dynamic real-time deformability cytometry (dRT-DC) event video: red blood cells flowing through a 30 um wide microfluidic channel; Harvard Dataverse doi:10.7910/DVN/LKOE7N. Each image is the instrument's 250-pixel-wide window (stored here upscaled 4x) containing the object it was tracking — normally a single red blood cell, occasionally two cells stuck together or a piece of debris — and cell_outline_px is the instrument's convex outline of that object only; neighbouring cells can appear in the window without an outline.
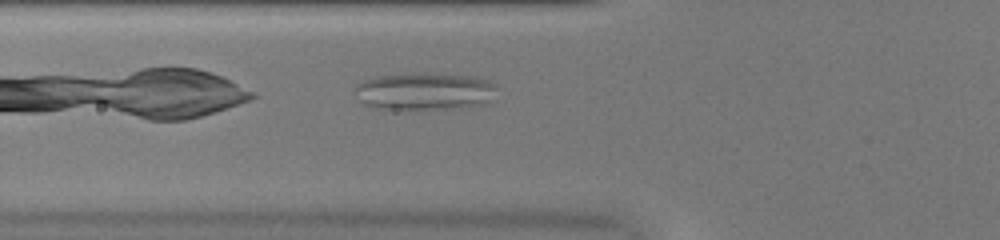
{"species": "common noctule bat (a hibernating species)", "species_latin": "Nyctalus noctula", "temperature_condition": "warm", "stored_images_in_passage": 35, "camera_frame_rate_fps": 3000, "um_per_image_px": 0.085, "animal": {"sex": "female", "body_mass_g": 20.0, "forearm_length_mm": 54.0}, "frame": {"image": 1, "passage_image": 3, "time_ms": 0.667, "image_size_px": [1000, 240], "cell_outline_px": [[496, 88], [488, 100], [484, 104], [460, 108], [372, 108], [364, 104], [360, 100], [356, 88], [356, 84], [360, 80], [380, 76], [416, 72], [432, 72], [476, 76], [488, 80], [496, 84]], "centroid_in_image_um": [36.1, 7.72], "position_along_channel_um": 89.7, "area_um2": 30.98}}
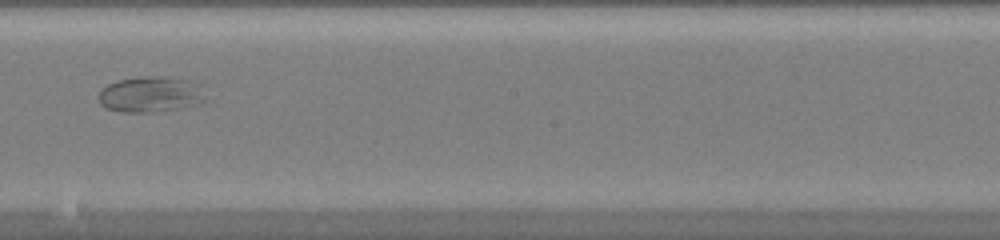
{"frame": {"image": 2, "passage_image": 14, "time_ms": 4.333, "image_size_px": [1000, 240], "cell_outline_px": [[208, 100], [200, 104], [152, 112], [124, 112], [108, 108], [100, 104], [100, 88], [116, 80], [140, 76], [160, 76], [188, 80]], "centroid_in_image_um": [12.73, 8.02], "position_along_channel_um": 235.5, "area_um2": 21.85}}
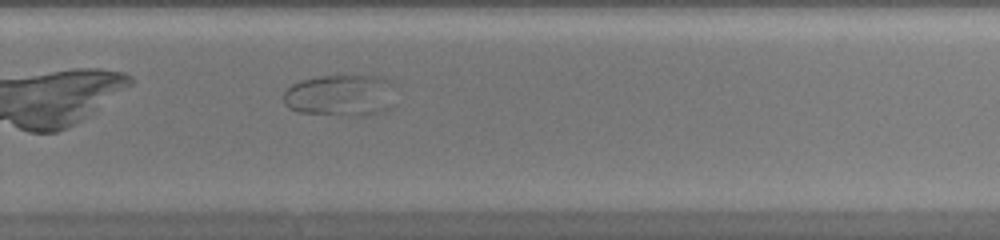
{"frame": {"image": 3, "passage_image": 19, "time_ms": 6.0, "image_size_px": [1000, 240], "cell_outline_px": [[396, 104], [392, 108], [384, 112], [364, 116], [344, 116], [296, 112], [288, 108], [284, 104], [284, 92], [292, 84], [300, 80], [320, 76], [384, 76], [392, 80]], "centroid_in_image_um": [29.02, 8.13], "position_along_channel_um": 300.8, "area_um2": 28.21}}